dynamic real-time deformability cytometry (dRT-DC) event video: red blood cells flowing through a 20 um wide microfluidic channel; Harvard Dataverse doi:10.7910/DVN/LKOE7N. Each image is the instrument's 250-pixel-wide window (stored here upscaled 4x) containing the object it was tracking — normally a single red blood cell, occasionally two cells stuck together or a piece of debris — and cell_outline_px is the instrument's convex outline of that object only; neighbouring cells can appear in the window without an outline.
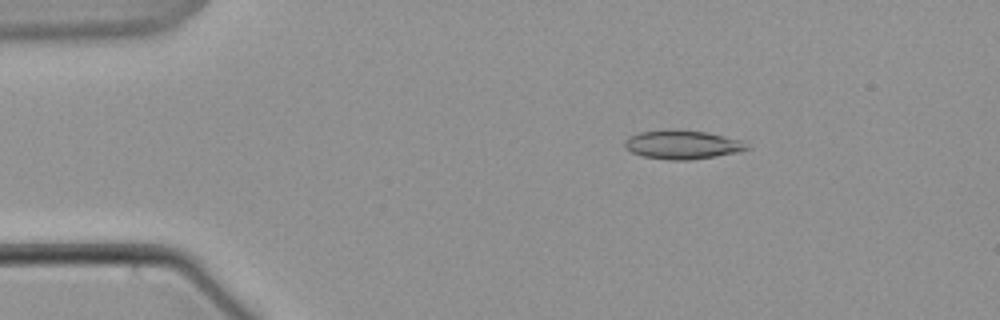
{"species": "common noctule bat (a hibernating species)", "species_latin": "Nyctalus noctula", "temperature_condition": "warm", "stored_images_in_passage": 59, "camera_frame_rate_fps": 3000, "um_per_image_px": 0.085, "animal": {"sex": "male", "body_mass_g": 21.5, "forearm_length_mm": 52.0}, "frame": {"image": 1, "passage_image": 9, "time_ms": 2.667, "image_size_px": [1000, 320], "cell_outline_px": [[752, 148], [740, 152], [716, 156], [688, 160], [668, 160], [644, 156], [632, 152], [624, 148], [624, 140], [628, 136], [640, 132], [668, 128], [708, 132], [744, 140]], "centroid_in_image_um": [58.03, 12.28], "position_along_channel_um": 27.0, "area_um2": 21.04}}
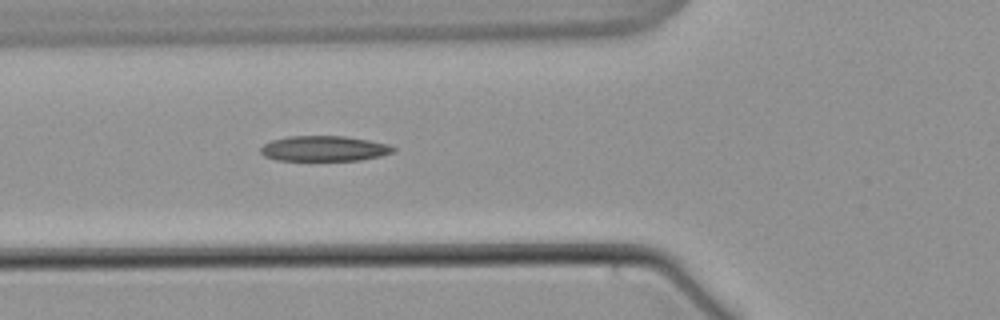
{"frame": {"image": 2, "passage_image": 21, "time_ms": 6.667, "image_size_px": [1000, 320], "cell_outline_px": [[396, 148], [392, 152], [380, 156], [360, 160], [276, 160], [264, 156], [260, 152], [260, 148], [264, 144], [272, 140], [288, 136], [344, 136], [368, 140], [388, 144]], "centroid_in_image_um": [27.52, 12.62], "position_along_channel_um": 98.3, "area_um2": 19.48}}
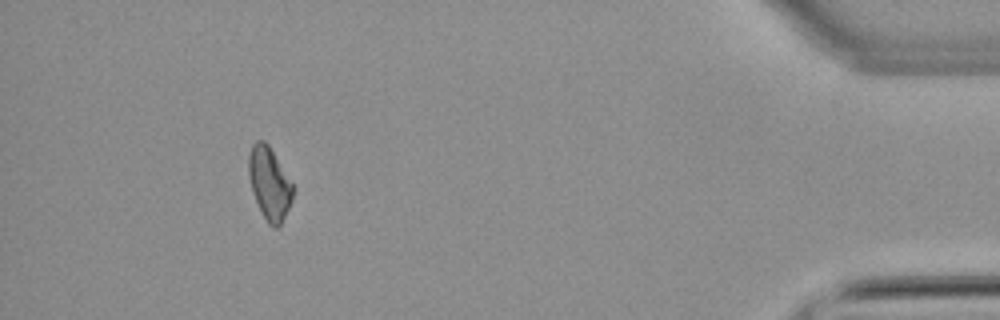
{"frame": {"image": 3, "passage_image": 54, "time_ms": 17.667, "image_size_px": [1000, 320], "cell_outline_px": [[292, 200], [280, 224], [276, 228], [272, 228], [268, 224], [252, 192], [248, 176], [248, 156], [252, 144], [256, 140], [264, 140], [268, 144], [292, 184]], "centroid_in_image_um": [22.86, 15.56], "position_along_channel_um": 412.3, "area_um2": 18.32}}